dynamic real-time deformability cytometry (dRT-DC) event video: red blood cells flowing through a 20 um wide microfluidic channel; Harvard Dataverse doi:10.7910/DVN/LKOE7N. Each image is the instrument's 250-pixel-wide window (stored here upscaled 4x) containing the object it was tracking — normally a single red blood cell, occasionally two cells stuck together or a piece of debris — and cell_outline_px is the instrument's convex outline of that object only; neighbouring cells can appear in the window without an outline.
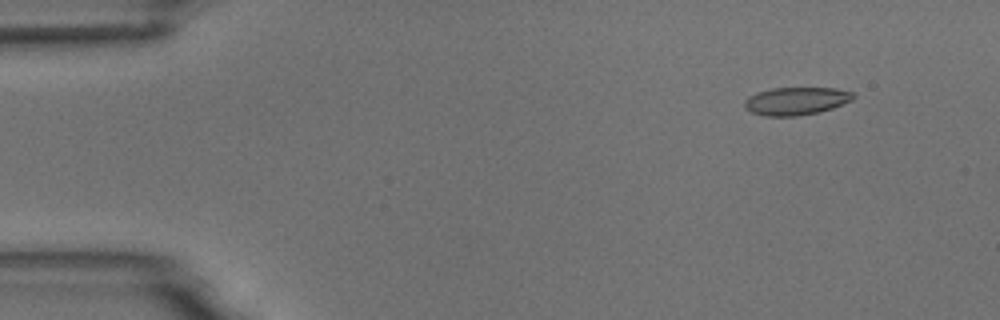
{"species": "common noctule bat (a hibernating species)", "species_latin": "Nyctalus noctula", "temperature_condition": "room temperature", "stored_images_in_passage": 5, "camera_frame_rate_fps": 3000, "um_per_image_px": 0.085, "animal": {"sex": "male", "body_mass_g": 18.8}, "frame": {"image": 1, "passage_image": 2, "time_ms": 1.333, "image_size_px": [1000, 320], "cell_outline_px": [[856, 96], [852, 100], [832, 108], [820, 112], [796, 116], [764, 116], [752, 112], [744, 108], [744, 100], [748, 96], [756, 92], [772, 88], [836, 88], [852, 92]], "centroid_in_image_um": [67.65, 8.58], "position_along_channel_um": 17.4, "area_um2": 17.74}}
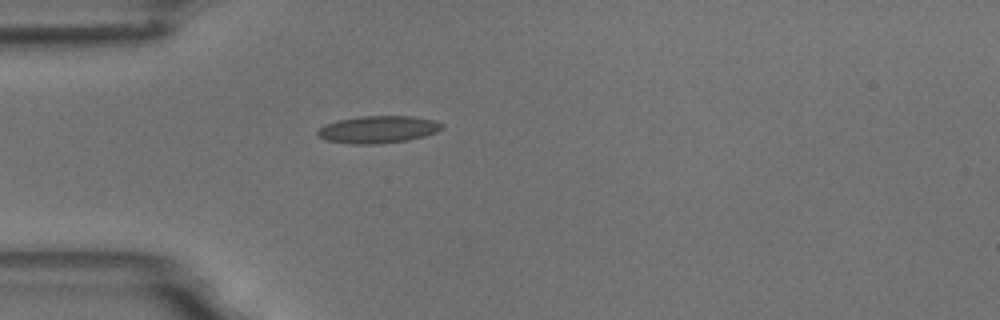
{"frame": {"image": 2, "passage_image": 5, "time_ms": 4.667, "image_size_px": [1000, 320], "cell_outline_px": [[444, 124], [436, 132], [424, 136], [408, 140], [376, 144], [352, 144], [328, 140], [316, 136], [316, 132], [324, 124], [336, 120], [360, 116], [412, 116], [432, 120]], "centroid_in_image_um": [32.08, 11.0], "position_along_channel_um": 52.9, "area_um2": 19.71}}